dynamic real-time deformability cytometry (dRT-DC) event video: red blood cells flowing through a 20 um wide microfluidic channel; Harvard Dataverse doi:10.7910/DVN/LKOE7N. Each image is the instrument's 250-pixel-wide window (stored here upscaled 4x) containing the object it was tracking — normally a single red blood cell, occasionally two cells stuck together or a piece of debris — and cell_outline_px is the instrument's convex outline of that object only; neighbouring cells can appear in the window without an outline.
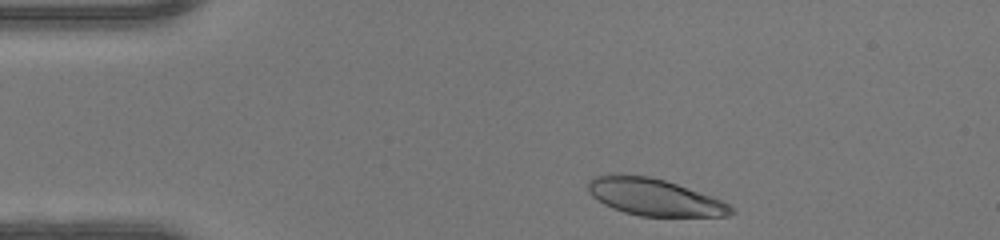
{"species": "human", "species_latin": "Homo sapiens", "temperature_condition": "warm", "stored_images_in_passage": 36, "camera_frame_rate_fps": 3000, "um_per_image_px": 0.085, "donor": {"sex": "female"}, "frame": {"image": 1, "passage_image": 2, "time_ms": 0.333, "image_size_px": [1000, 240], "cell_outline_px": [[736, 212], [728, 216], [640, 216], [624, 212], [612, 208], [604, 204], [592, 196], [588, 192], [588, 180], [596, 176], [612, 172], [616, 172], [648, 176], [664, 180], [712, 196], [736, 208]], "centroid_in_image_um": [55.59, 16.74], "position_along_channel_um": 29.4, "area_um2": 31.1}}
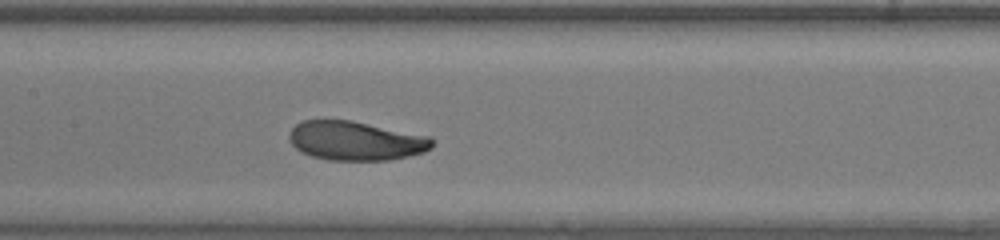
{"frame": {"image": 2, "passage_image": 17, "time_ms": 5.333, "image_size_px": [1000, 240], "cell_outline_px": [[436, 140], [432, 148], [424, 152], [408, 156], [388, 160], [328, 160], [312, 156], [296, 148], [288, 140], [288, 136], [292, 128], [296, 124], [304, 120], [352, 120], [432, 136]], "centroid_in_image_um": [30.29, 11.96], "position_along_channel_um": 177.1, "area_um2": 32.89}}
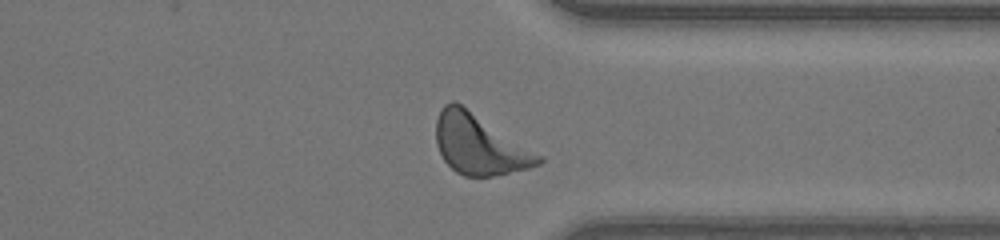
{"frame": {"image": 3, "passage_image": 31, "time_ms": 10.0, "image_size_px": [1000, 240], "cell_outline_px": [[544, 160], [540, 164], [528, 168], [492, 176], [464, 176], [456, 172], [444, 160], [436, 144], [436, 120], [440, 108], [444, 104], [452, 100], [456, 100], [544, 156]], "centroid_in_image_um": [40.75, 12.25], "position_along_channel_um": 370.6, "area_um2": 36.13}, "authors_computed_cell_mechanics": {"area_um2": 33.0327, "velocity_mm_per_s": 4.1927, "shape_relaxation_time_tau1_ms": 2.1315, "shape_relaxation_time_tau2_ms": null, "deformation_change_tau1": 0.1167, "deformation_change_tau2": null}}